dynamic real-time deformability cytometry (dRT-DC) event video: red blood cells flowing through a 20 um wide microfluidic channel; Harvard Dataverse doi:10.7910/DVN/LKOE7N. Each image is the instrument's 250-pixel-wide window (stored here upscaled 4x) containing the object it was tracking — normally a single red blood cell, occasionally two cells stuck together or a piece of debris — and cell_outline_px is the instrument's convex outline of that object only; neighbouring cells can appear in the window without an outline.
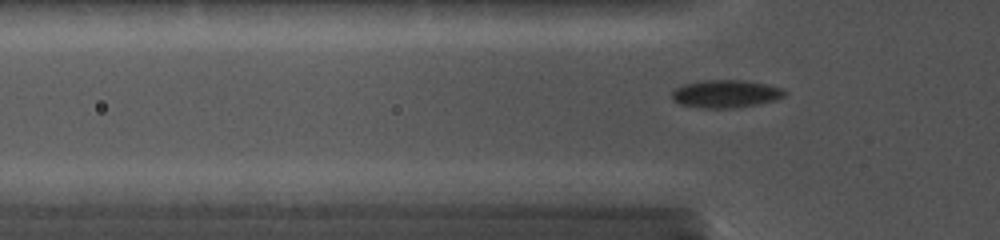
{"species": "common noctule bat (a hibernating species)", "species_latin": "Nyctalus noctula", "temperature_condition": "cold", "stored_images_in_passage": 35, "camera_frame_rate_fps": 5000, "um_per_image_px": 0.085, "animal": {"sex": "female", "body_mass_g": 19.0, "forearm_length_mm": 56.7}, "frame": {"image": 1, "passage_image": 4, "time_ms": 0.6, "image_size_px": [1000, 240], "cell_outline_px": [[784, 92], [780, 96], [768, 100], [748, 104], [724, 108], [708, 108], [680, 104], [672, 96], [672, 92], [680, 84], [700, 80], [744, 80], [768, 84], [780, 88]], "centroid_in_image_um": [61.55, 7.93], "position_along_channel_um": 64.3, "area_um2": 17.4}}
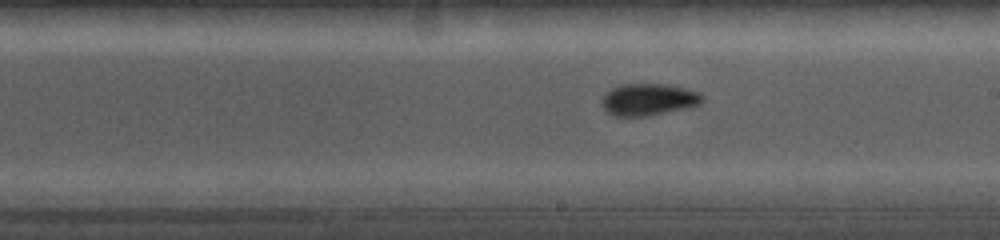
{"frame": {"image": 2, "passage_image": 21, "time_ms": 4.8, "image_size_px": [1000, 240], "cell_outline_px": [[704, 100], [700, 104], [688, 108], [648, 116], [612, 116], [600, 104], [600, 100], [612, 88], [620, 84], [668, 84], [700, 92], [704, 96]], "centroid_in_image_um": [55.14, 8.46], "position_along_channel_um": 233.9, "area_um2": 18.9}}
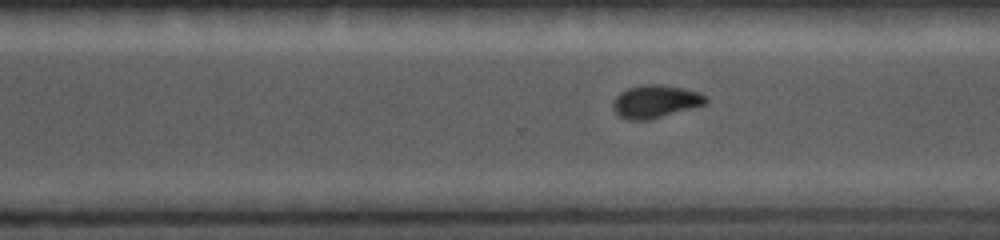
{"frame": {"image": 3, "passage_image": 31, "time_ms": 6.8, "image_size_px": [1000, 240], "cell_outline_px": [[708, 100], [704, 104], [692, 108], [648, 120], [628, 120], [620, 116], [612, 108], [612, 104], [616, 96], [620, 92], [628, 88], [644, 84], [660, 84], [684, 88], [708, 96]], "centroid_in_image_um": [55.69, 8.62], "position_along_channel_um": 314.9, "area_um2": 17.69}}